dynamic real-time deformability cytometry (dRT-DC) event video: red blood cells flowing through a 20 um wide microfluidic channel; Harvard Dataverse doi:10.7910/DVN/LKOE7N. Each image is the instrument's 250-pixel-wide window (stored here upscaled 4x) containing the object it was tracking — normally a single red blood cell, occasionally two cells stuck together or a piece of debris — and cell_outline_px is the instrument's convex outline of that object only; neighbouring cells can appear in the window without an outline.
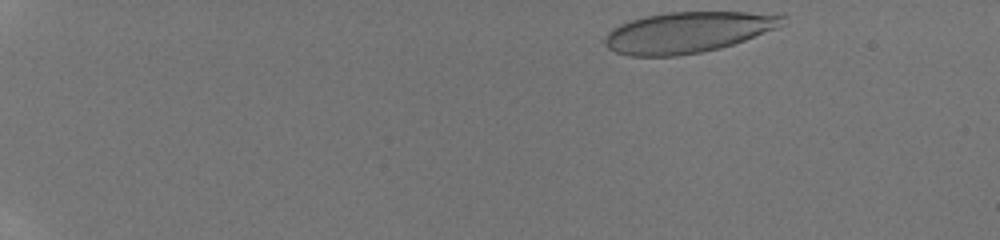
{"species": "human", "species_latin": "Homo sapiens", "temperature_condition": "room temperature", "stored_images_in_passage": 10, "camera_frame_rate_fps": 3000, "um_per_image_px": 0.085, "donor": {"sex": "male"}, "frame": {"image": 1, "passage_image": 1, "time_ms": 0.0, "image_size_px": [1000, 240], "cell_outline_px": [[784, 24], [776, 28], [744, 40], [720, 48], [700, 52], [676, 56], [628, 56], [616, 52], [608, 48], [604, 44], [604, 36], [612, 28], [620, 24], [644, 16], [668, 12], [748, 12], [784, 16]], "centroid_in_image_um": [58.39, 2.75], "position_along_channel_um": 26.6, "area_um2": 42.08}}
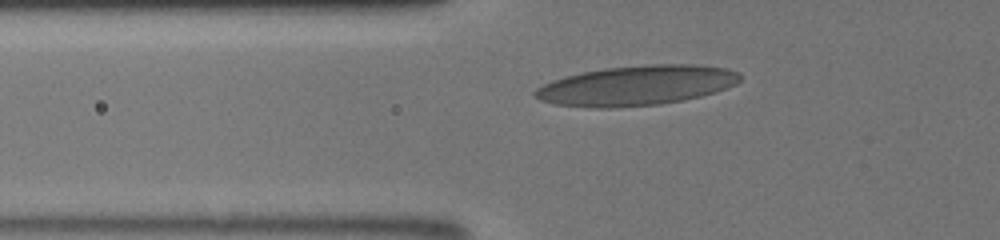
{"frame": {"image": 2, "passage_image": 9, "time_ms": 4.333, "image_size_px": [1000, 240], "cell_outline_px": [[744, 76], [736, 84], [700, 96], [660, 104], [608, 108], [592, 108], [556, 104], [540, 100], [532, 96], [532, 92], [536, 88], [552, 80], [584, 72], [604, 68], [648, 64], [692, 64], [728, 68], [740, 72]], "centroid_in_image_um": [54.1, 7.26], "position_along_channel_um": 71.7, "area_um2": 47.57}}